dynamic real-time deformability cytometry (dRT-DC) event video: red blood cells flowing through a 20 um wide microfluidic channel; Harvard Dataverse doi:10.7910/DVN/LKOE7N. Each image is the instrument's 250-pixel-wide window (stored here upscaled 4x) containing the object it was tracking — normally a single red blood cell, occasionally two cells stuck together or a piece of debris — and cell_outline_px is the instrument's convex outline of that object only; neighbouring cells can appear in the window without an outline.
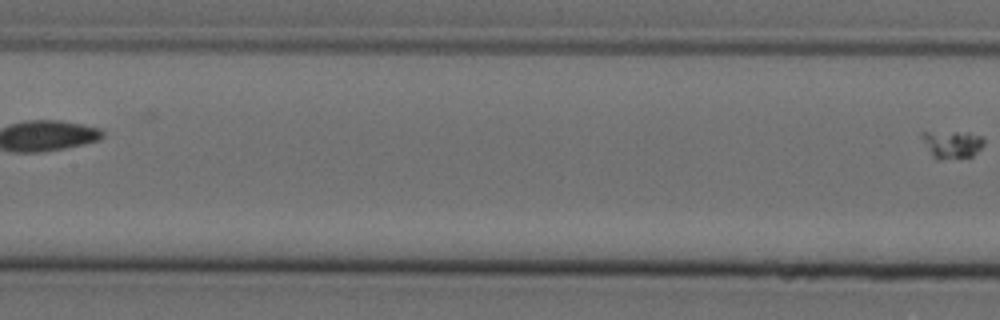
{"species": "Egyptian fruit bat (a non-hibernating species)", "species_latin": "Rousettus aegyptiacus", "temperature_condition": "cold", "stored_images_in_passage": 7, "segment_of_instrument_passage": [2, 2], "camera_frame_rate_fps": 3000, "um_per_image_px": 0.085, "animal": {"sex": "female"}, "frame": {"image": 1, "passage_image": 7, "time_ms": 2.0, "image_size_px": [1000, 320], "cell_outline_px": [[984, 144], [972, 156], [940, 160], [936, 160], [932, 156], [920, 136], [920, 132], [968, 132], [980, 136], [984, 140]], "centroid_in_image_um": [80.9, 12.27], "position_along_channel_um": 126.5, "area_um2": 10.0}}